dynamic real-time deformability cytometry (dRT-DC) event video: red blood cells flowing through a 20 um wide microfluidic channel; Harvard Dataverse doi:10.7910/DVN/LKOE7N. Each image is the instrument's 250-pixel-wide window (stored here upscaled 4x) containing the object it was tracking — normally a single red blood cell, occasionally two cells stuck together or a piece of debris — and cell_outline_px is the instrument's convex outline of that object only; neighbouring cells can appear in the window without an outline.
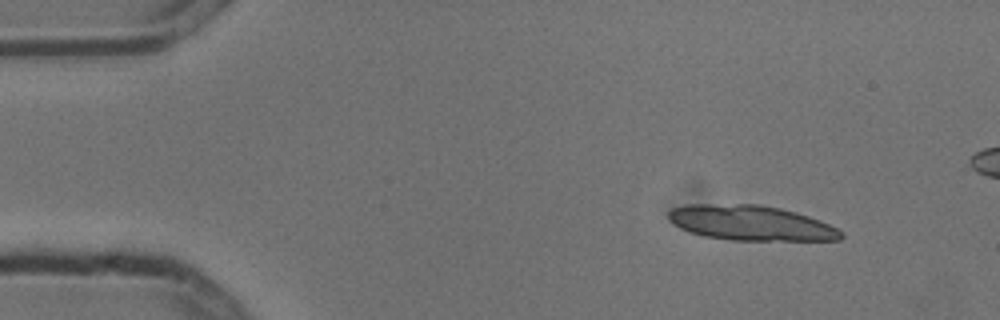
{"species": "common noctule bat (a hibernating species)", "species_latin": "Nyctalus noctula", "temperature_condition": "cold", "stored_images_in_passage": 4, "camera_frame_rate_fps": 3000, "um_per_image_px": 0.085, "animal": {"sex": "male", "body_mass_g": 13.3}, "frame": {"image": 1, "passage_image": 1, "time_ms": 0.0, "image_size_px": [1000, 320], "cell_outline_px": [[844, 236], [840, 240], [728, 240], [704, 236], [680, 228], [672, 224], [668, 220], [668, 212], [672, 208], [688, 204], [760, 204], [780, 208], [796, 212], [820, 220], [844, 232]], "centroid_in_image_um": [63.81, 18.95], "position_along_channel_um": 21.2, "area_um2": 35.37}}